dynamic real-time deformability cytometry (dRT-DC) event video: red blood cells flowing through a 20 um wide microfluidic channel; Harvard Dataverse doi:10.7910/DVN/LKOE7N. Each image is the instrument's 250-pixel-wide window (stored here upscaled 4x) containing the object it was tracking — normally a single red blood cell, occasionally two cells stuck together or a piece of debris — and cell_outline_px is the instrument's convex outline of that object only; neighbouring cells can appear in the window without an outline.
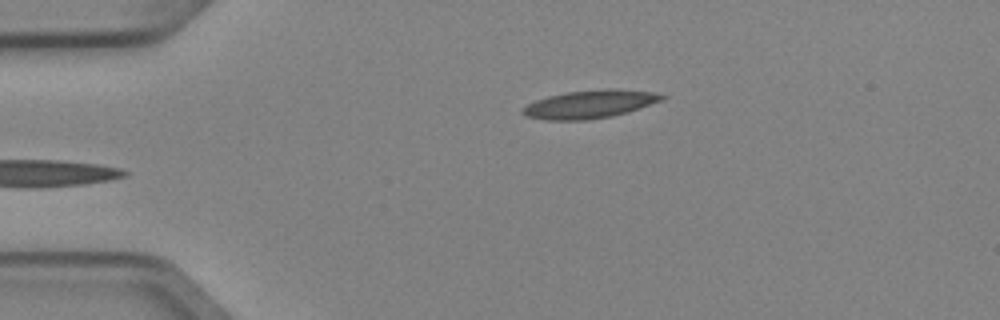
{"species": "Egyptian fruit bat (a non-hibernating species)", "species_latin": "Rousettus aegyptiacus", "temperature_condition": "cold", "stored_images_in_passage": 4, "camera_frame_rate_fps": 3000, "um_per_image_px": 0.085, "animal": {"sex": "female"}, "frame": {"image": 1, "passage_image": 4, "time_ms": 1.0, "image_size_px": [1000, 320], "cell_outline_px": [[668, 96], [660, 100], [640, 108], [628, 112], [612, 116], [588, 120], [544, 120], [524, 116], [520, 112], [528, 104], [536, 100], [548, 96], [568, 92], [608, 88], [616, 88], [656, 92]], "centroid_in_image_um": [50.14, 8.85], "position_along_channel_um": 34.9, "area_um2": 22.89}}